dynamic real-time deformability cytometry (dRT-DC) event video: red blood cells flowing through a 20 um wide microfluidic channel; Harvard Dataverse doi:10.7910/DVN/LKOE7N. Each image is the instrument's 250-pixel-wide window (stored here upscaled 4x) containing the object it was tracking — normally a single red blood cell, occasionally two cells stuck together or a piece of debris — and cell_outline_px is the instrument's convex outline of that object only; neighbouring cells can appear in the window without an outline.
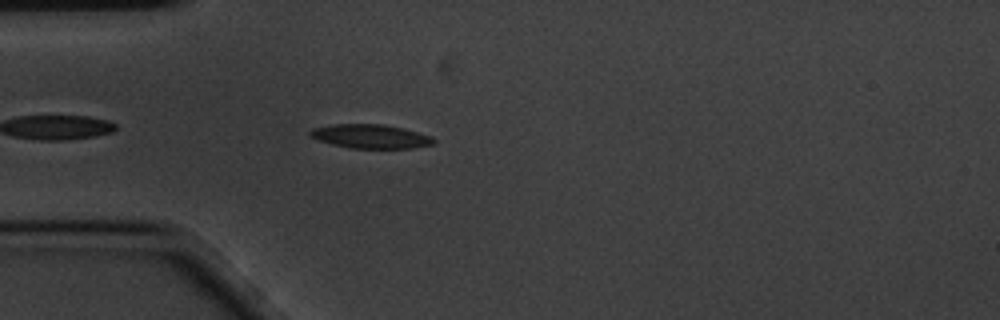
{"species": "common noctule bat (a hibernating species)", "species_latin": "Nyctalus noctula", "temperature_condition": "cold", "stored_images_in_passage": 4, "camera_frame_rate_fps": 3000, "um_per_image_px": 0.085, "animal": {"sex": "male", "body_mass_g": 20.1, "forearm_length_mm": 53.5}, "frame": {"image": 1, "passage_image": 4, "time_ms": 1.0, "image_size_px": [1000, 320], "cell_outline_px": [[436, 140], [432, 144], [412, 148], [348, 148], [316, 140], [308, 136], [308, 132], [312, 128], [332, 124], [384, 124], [432, 136]], "centroid_in_image_um": [31.42, 11.59], "position_along_channel_um": 53.6, "area_um2": 17.28}}